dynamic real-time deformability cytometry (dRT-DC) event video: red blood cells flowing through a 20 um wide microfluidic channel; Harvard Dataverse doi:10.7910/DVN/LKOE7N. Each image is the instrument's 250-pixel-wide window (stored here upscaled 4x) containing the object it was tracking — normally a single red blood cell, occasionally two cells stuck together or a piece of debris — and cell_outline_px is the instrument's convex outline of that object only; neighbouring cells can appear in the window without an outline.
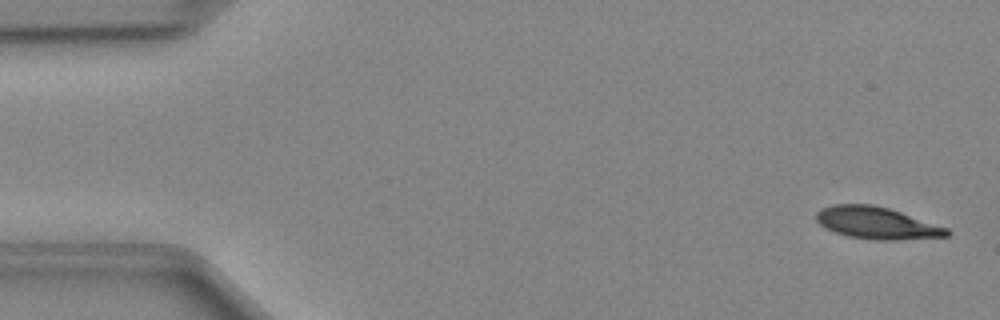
{"species": "Egyptian fruit bat (a non-hibernating species)", "species_latin": "Rousettus aegyptiacus", "temperature_condition": "cold", "stored_images_in_passage": 48, "camera_frame_rate_fps": 3000, "um_per_image_px": 0.085, "animal": {"sex": "female"}, "frame": {"image": 1, "passage_image": 2, "time_ms": 0.333, "image_size_px": [1000, 320], "cell_outline_px": [[952, 232], [948, 236], [896, 240], [876, 240], [848, 236], [836, 232], [820, 224], [816, 220], [816, 212], [820, 208], [832, 204], [872, 204], [888, 208], [948, 228]], "centroid_in_image_um": [74.52, 18.95], "position_along_channel_um": 10.5, "area_um2": 24.22}}
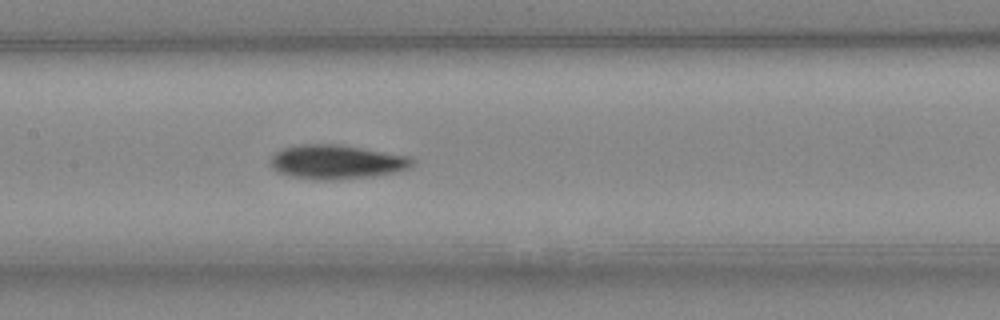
{"frame": {"image": 2, "passage_image": 23, "time_ms": 7.333, "image_size_px": [1000, 320], "cell_outline_px": [[412, 164], [408, 168], [396, 172], [372, 176], [332, 180], [312, 180], [292, 176], [276, 172], [268, 164], [272, 156], [276, 152], [284, 148], [296, 144], [340, 144], [408, 156], [412, 160]], "centroid_in_image_um": [28.53, 13.76], "position_along_channel_um": 178.9, "area_um2": 28.26}}
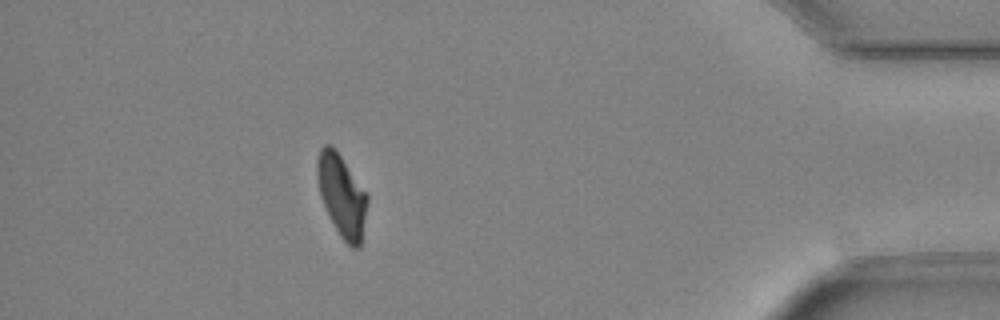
{"frame": {"image": 3, "passage_image": 43, "time_ms": 14.0, "image_size_px": [1000, 320], "cell_outline_px": [[368, 200], [360, 248], [352, 248], [340, 236], [320, 196], [316, 176], [316, 160], [320, 148], [324, 144], [332, 144], [368, 196]], "centroid_in_image_um": [29.03, 16.59], "position_along_channel_um": 406.2, "area_um2": 23.64}}